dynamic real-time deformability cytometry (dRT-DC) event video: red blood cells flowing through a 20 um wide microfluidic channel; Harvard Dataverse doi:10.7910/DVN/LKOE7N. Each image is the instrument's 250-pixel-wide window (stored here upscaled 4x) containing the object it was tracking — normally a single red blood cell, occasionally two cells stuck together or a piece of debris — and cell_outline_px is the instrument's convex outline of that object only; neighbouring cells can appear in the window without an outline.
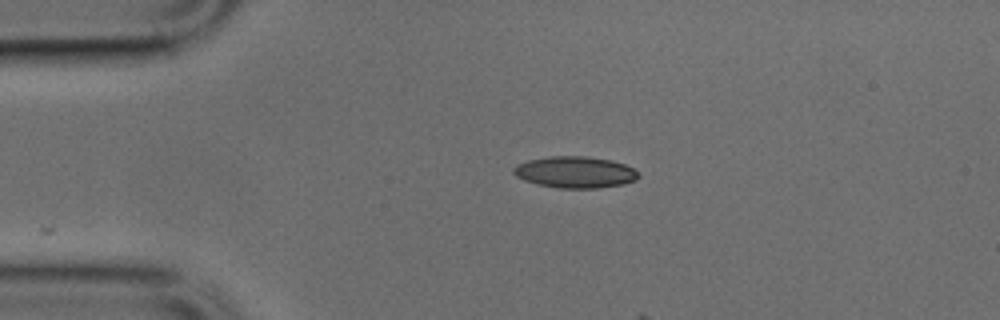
{"species": "common noctule bat (a hibernating species)", "species_latin": "Nyctalus noctula", "temperature_condition": "cold", "stored_images_in_passage": 4, "camera_frame_rate_fps": 3000, "um_per_image_px": 0.085, "animal": {"sex": "male", "body_mass_g": 17.9, "forearm_length_mm": 54.2}, "frame": {"image": 1, "passage_image": 1, "time_ms": 0.0, "image_size_px": [1000, 320], "cell_outline_px": [[640, 176], [636, 180], [624, 184], [600, 188], [556, 188], [536, 184], [524, 180], [516, 176], [512, 172], [512, 168], [516, 164], [528, 160], [552, 156], [584, 156], [612, 160], [624, 164], [640, 172]], "centroid_in_image_um": [48.89, 14.64], "position_along_channel_um": 36.1, "area_um2": 23.18}}